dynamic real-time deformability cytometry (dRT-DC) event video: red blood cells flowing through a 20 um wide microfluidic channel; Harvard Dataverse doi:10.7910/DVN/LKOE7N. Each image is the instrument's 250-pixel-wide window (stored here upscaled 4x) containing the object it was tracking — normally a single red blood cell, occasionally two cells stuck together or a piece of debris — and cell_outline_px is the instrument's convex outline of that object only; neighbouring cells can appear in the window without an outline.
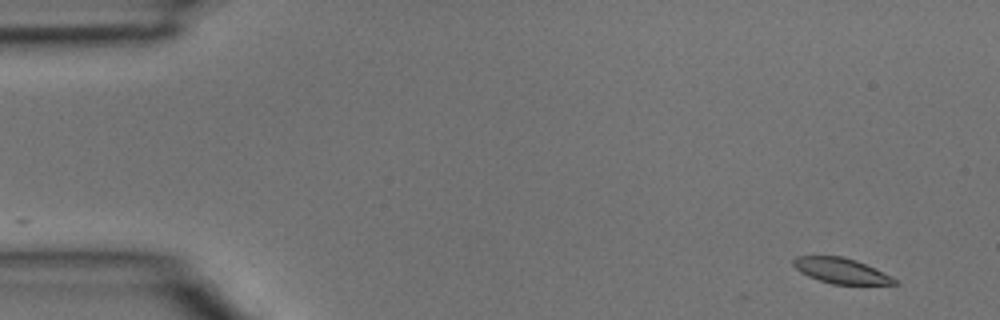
{"species": "common noctule bat (a hibernating species)", "species_latin": "Nyctalus noctula", "temperature_condition": "room temperature", "stored_images_in_passage": 4, "camera_frame_rate_fps": 3000, "um_per_image_px": 0.085, "animal": {"sex": "male", "body_mass_g": 15.6}, "frame": {"image": 1, "passage_image": 1, "time_ms": 0.0, "image_size_px": [1000, 320], "cell_outline_px": [[900, 284], [832, 284], [808, 276], [800, 272], [792, 264], [792, 260], [796, 256], [844, 256], [856, 260], [892, 276], [900, 280]], "centroid_in_image_um": [71.52, 23.01], "position_along_channel_um": 13.5, "area_um2": 15.03}}
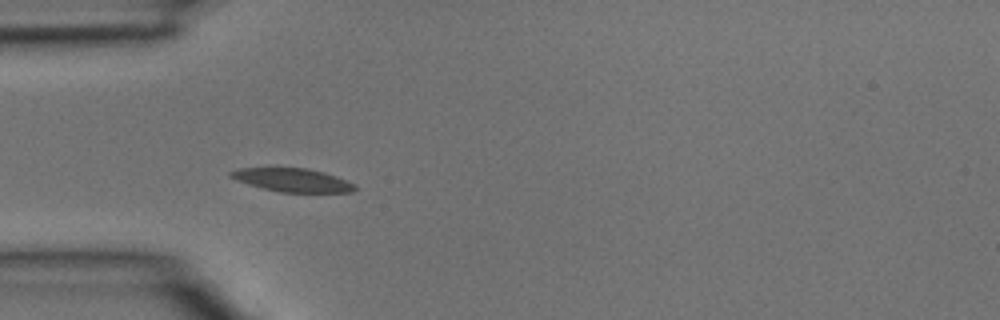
{"frame": {"image": 2, "passage_image": 3, "time_ms": 0.667, "image_size_px": [1000, 320], "cell_outline_px": [[356, 188], [352, 192], [280, 192], [248, 184], [236, 180], [228, 176], [228, 172], [240, 168], [268, 164], [276, 164], [308, 168], [324, 172], [336, 176], [356, 184]], "centroid_in_image_um": [24.76, 15.23], "position_along_channel_um": 60.2, "area_um2": 17.98}}
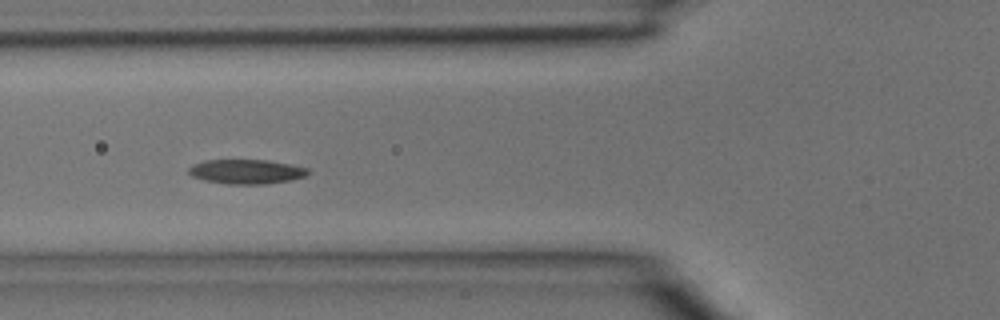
{"frame": {"image": 3, "passage_image": 4, "time_ms": 1.0, "image_size_px": [1000, 320], "cell_outline_px": [[312, 172], [304, 176], [292, 180], [264, 184], [228, 184], [204, 180], [192, 176], [188, 172], [188, 168], [192, 164], [204, 160], [268, 160], [292, 164], [308, 168]], "centroid_in_image_um": [20.96, 14.58], "position_along_channel_um": 104.8, "area_um2": 17.17}}